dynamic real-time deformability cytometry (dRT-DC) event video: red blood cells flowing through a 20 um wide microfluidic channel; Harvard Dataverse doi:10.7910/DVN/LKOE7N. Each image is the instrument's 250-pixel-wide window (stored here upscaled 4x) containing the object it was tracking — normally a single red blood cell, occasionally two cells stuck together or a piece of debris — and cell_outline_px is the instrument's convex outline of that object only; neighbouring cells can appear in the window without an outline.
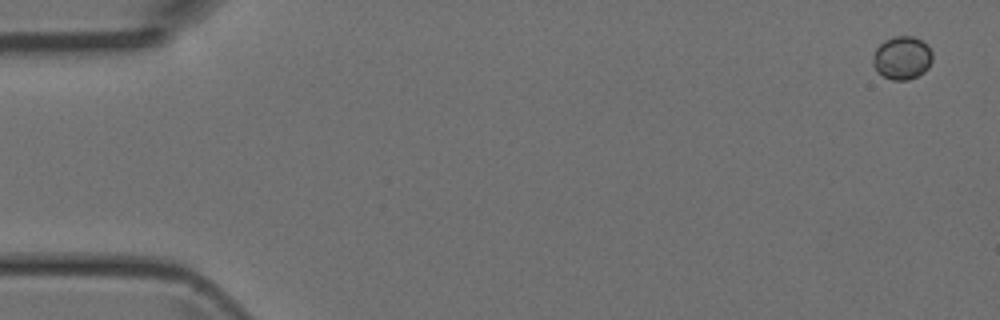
{"species": "Egyptian fruit bat (a non-hibernating species)", "species_latin": "Rousettus aegyptiacus", "temperature_condition": "room temperature", "stored_images_in_passage": 47, "camera_frame_rate_fps": 3000, "um_per_image_px": 0.085, "animal": {"sex": "female"}, "frame": {"image": 1, "passage_image": 1, "time_ms": 0.0, "image_size_px": [1000, 320], "cell_outline_px": [[932, 60], [928, 68], [924, 72], [908, 80], [892, 80], [884, 76], [872, 64], [872, 60], [876, 48], [884, 40], [896, 36], [912, 36], [928, 44], [932, 52]], "centroid_in_image_um": [76.69, 4.91], "position_along_channel_um": 8.3, "area_um2": 14.91}}
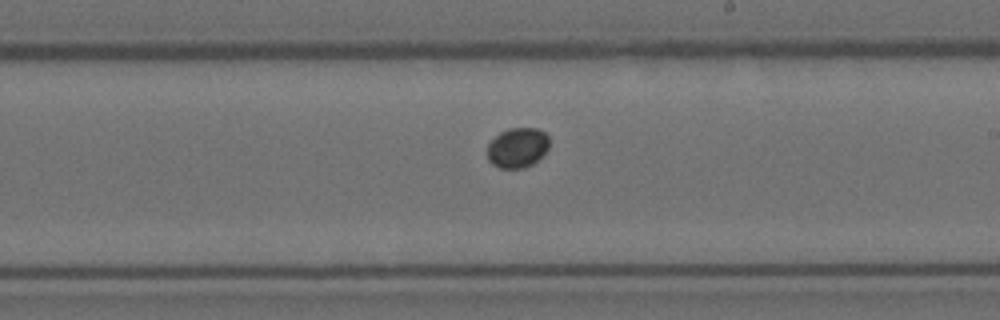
{"frame": {"image": 2, "passage_image": 27, "time_ms": 8.667, "image_size_px": [1000, 320], "cell_outline_px": [[548, 148], [532, 164], [524, 168], [500, 168], [492, 164], [488, 160], [488, 144], [500, 132], [508, 128], [536, 128], [544, 132], [548, 136]], "centroid_in_image_um": [43.97, 12.55], "position_along_channel_um": 245.0, "area_um2": 14.28}}
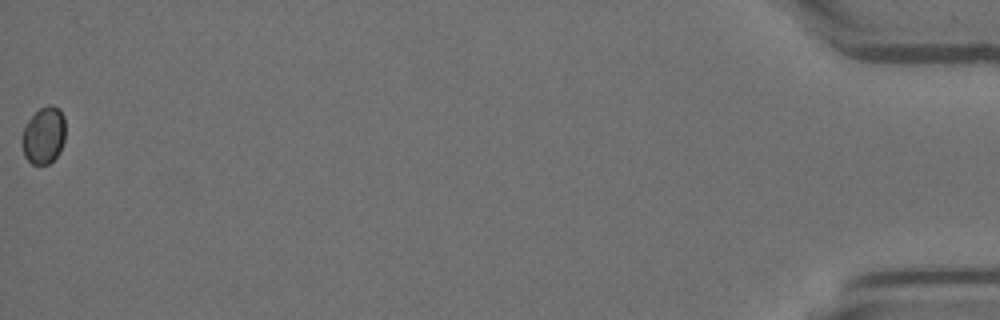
{"frame": {"image": 3, "passage_image": 47, "time_ms": 15.333, "image_size_px": [1000, 320], "cell_outline_px": [[64, 140], [60, 152], [48, 164], [32, 164], [24, 156], [24, 128], [28, 120], [40, 108], [48, 104], [52, 104], [60, 108], [64, 116]], "centroid_in_image_um": [3.76, 11.48], "position_along_channel_um": 431.4, "area_um2": 14.16}}